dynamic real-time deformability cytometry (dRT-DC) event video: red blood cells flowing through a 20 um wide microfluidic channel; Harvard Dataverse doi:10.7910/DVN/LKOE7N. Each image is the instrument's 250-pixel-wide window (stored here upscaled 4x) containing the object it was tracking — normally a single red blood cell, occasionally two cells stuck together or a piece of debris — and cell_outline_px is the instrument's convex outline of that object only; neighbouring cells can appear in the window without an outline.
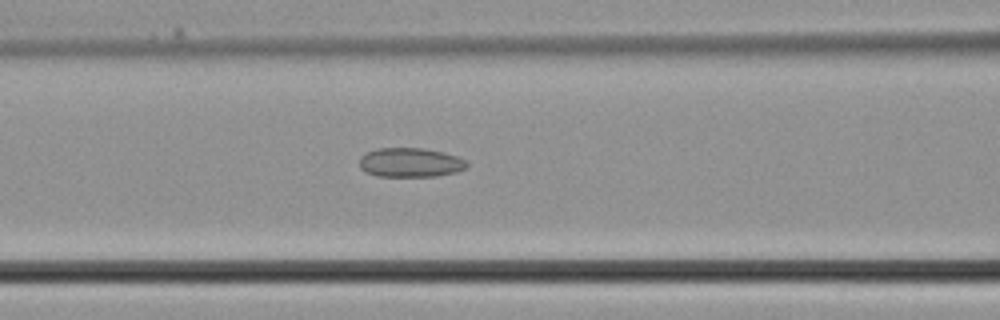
{"species": "common noctule bat (a hibernating species)", "species_latin": "Nyctalus noctula", "temperature_condition": "cold", "stored_images_in_passage": 39, "camera_frame_rate_fps": 3000, "um_per_image_px": 0.085, "animal": {"sex": "male", "body_mass_g": 21.5, "forearm_length_mm": 52.0}, "frame": {"image": 1, "passage_image": 16, "time_ms": 5.0, "image_size_px": [1000, 320], "cell_outline_px": [[468, 164], [464, 168], [456, 172], [436, 176], [376, 176], [360, 168], [360, 156], [368, 152], [380, 148], [424, 148], [456, 156], [468, 160]], "centroid_in_image_um": [34.89, 13.81], "position_along_channel_um": 131.7, "area_um2": 18.15}}
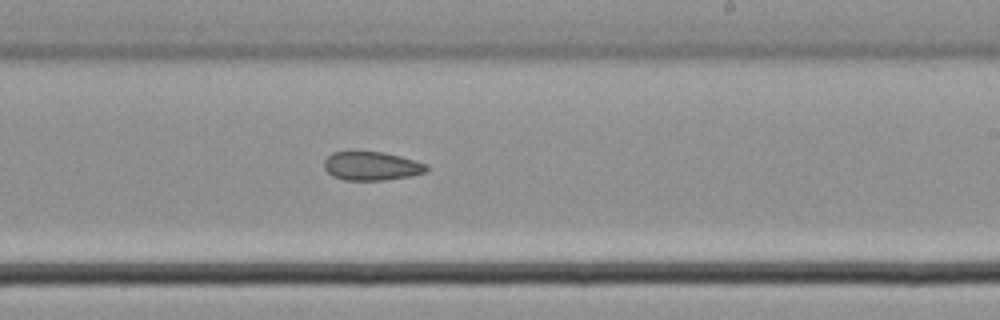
{"frame": {"image": 2, "passage_image": 23, "time_ms": 7.333, "image_size_px": [1000, 320], "cell_outline_px": [[428, 168], [424, 172], [412, 176], [384, 180], [344, 180], [332, 176], [324, 168], [324, 160], [332, 152], [384, 152], [400, 156], [424, 164]], "centroid_in_image_um": [31.54, 14.12], "position_along_channel_um": 257.5, "area_um2": 16.94}}
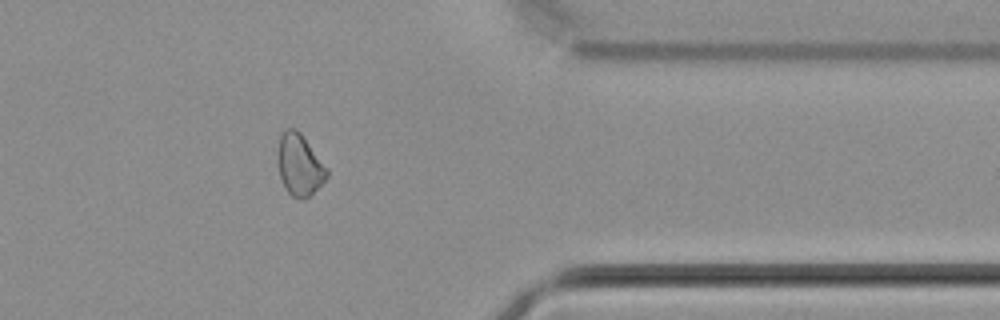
{"frame": {"image": 3, "passage_image": 31, "time_ms": 10.0, "image_size_px": [1000, 320], "cell_outline_px": [[328, 176], [308, 196], [300, 200], [292, 196], [284, 188], [280, 176], [280, 132], [284, 128], [292, 128], [300, 132], [304, 136], [328, 168]], "centroid_in_image_um": [25.49, 14.0], "position_along_channel_um": 385.9, "area_um2": 17.22}}